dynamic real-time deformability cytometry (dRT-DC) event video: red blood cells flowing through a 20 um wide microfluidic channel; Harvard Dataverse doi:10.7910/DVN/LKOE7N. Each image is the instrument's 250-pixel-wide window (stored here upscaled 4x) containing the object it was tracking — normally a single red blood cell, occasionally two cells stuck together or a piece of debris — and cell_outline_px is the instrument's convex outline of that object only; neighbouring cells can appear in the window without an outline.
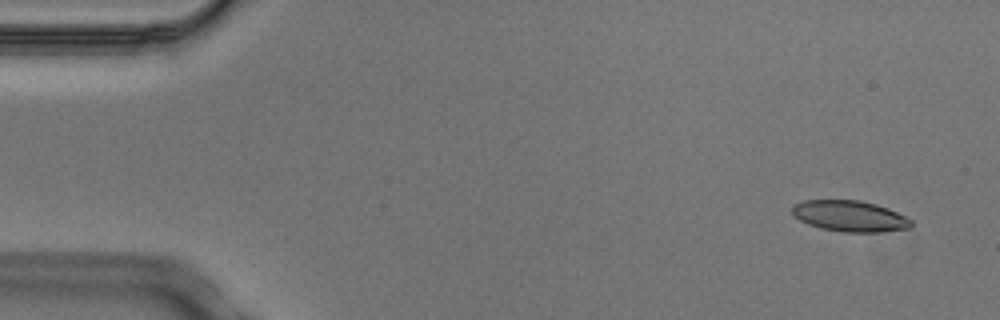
{"species": "Egyptian fruit bat (a non-hibernating species)", "species_latin": "Rousettus aegyptiacus", "temperature_condition": "cold", "stored_images_in_passage": 3, "camera_frame_rate_fps": 3000, "um_per_image_px": 0.085, "animal": {"sex": "male"}, "frame": {"image": 1, "passage_image": 1, "time_ms": 0.0, "image_size_px": [1000, 320], "cell_outline_px": [[912, 228], [880, 232], [840, 232], [820, 228], [808, 224], [792, 216], [792, 204], [804, 200], [860, 200], [876, 204], [888, 208], [912, 220]], "centroid_in_image_um": [72.21, 18.37], "position_along_channel_um": 12.8, "area_um2": 21.73}}
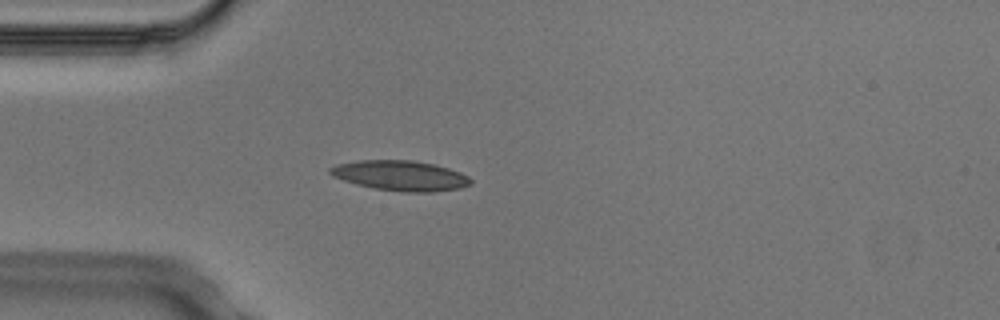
{"frame": {"image": 2, "passage_image": 3, "time_ms": 0.667, "image_size_px": [1000, 320], "cell_outline_px": [[472, 184], [460, 188], [432, 192], [404, 192], [372, 188], [356, 184], [332, 176], [328, 172], [328, 168], [336, 164], [356, 160], [412, 160], [436, 164], [460, 172], [468, 176], [472, 180]], "centroid_in_image_um": [34.02, 14.92], "position_along_channel_um": 51.0, "area_um2": 24.91}}